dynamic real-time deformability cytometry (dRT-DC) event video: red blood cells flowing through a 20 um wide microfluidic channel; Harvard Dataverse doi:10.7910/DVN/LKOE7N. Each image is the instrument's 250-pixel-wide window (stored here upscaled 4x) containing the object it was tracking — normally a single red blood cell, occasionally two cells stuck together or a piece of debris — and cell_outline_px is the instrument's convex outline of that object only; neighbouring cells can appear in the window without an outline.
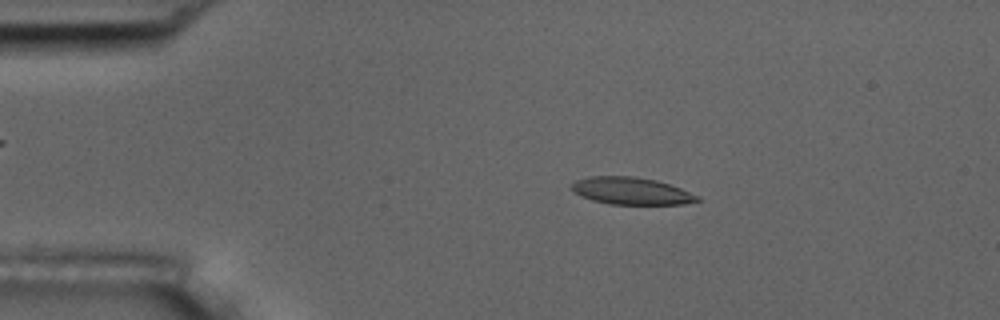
{"species": "common noctule bat (a hibernating species)", "species_latin": "Nyctalus noctula", "temperature_condition": "room temperature", "stored_images_in_passage": 55, "camera_frame_rate_fps": 3000, "um_per_image_px": 0.085, "animal": {"sex": "male", "body_mass_g": 17.5, "forearm_length_mm": 52.3}, "frame": {"image": 1, "passage_image": 10, "time_ms": 3.0, "image_size_px": [1000, 320], "cell_outline_px": [[700, 200], [684, 204], [608, 204], [592, 200], [580, 196], [568, 188], [576, 180], [588, 176], [636, 176], [656, 180], [680, 188], [700, 196]], "centroid_in_image_um": [53.62, 16.22], "position_along_channel_um": 31.4, "area_um2": 20.06}}
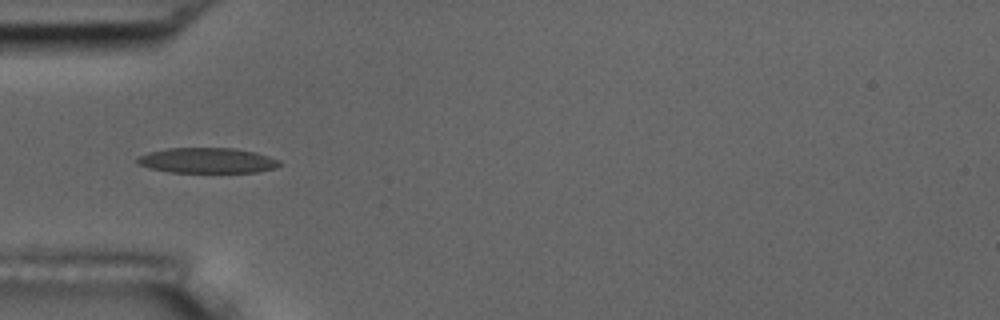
{"frame": {"image": 2, "passage_image": 17, "time_ms": 5.333, "image_size_px": [1000, 320], "cell_outline_px": [[280, 164], [276, 168], [256, 172], [168, 172], [148, 168], [136, 164], [136, 156], [148, 152], [168, 148], [232, 148], [256, 152], [280, 160]], "centroid_in_image_um": [17.56, 13.64], "position_along_channel_um": 67.4, "area_um2": 21.15}}
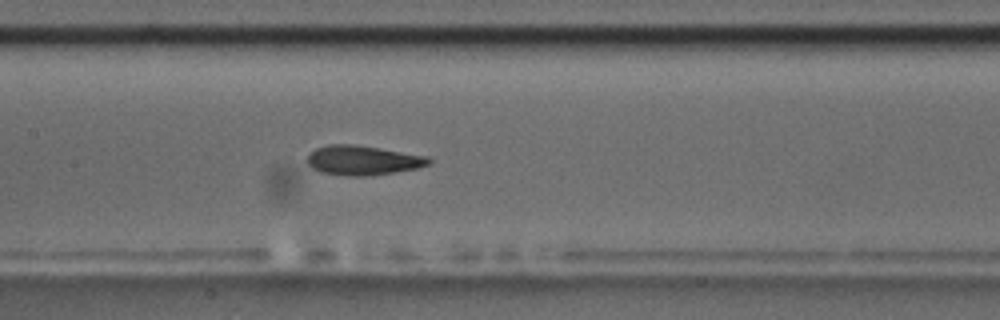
{"frame": {"image": 3, "passage_image": 26, "time_ms": 8.333, "image_size_px": [1000, 320], "cell_outline_px": [[432, 164], [416, 168], [396, 172], [364, 176], [348, 176], [320, 172], [312, 168], [308, 164], [308, 152], [316, 148], [328, 144], [352, 144], [380, 148], [428, 156], [432, 160]], "centroid_in_image_um": [30.84, 13.62], "position_along_channel_um": 176.6, "area_um2": 21.04}, "authors_computed_cell_mechanics": {"area_um2": 20.3456, "velocity_mm_per_s": 3.6505, "shape_relaxation_time_tau1_ms": 4.4837, "shape_relaxation_time_tau2_ms": 2.8585, "deformation_change_tau1": 0.1623, "deformation_change_tau2": 0.1127}}